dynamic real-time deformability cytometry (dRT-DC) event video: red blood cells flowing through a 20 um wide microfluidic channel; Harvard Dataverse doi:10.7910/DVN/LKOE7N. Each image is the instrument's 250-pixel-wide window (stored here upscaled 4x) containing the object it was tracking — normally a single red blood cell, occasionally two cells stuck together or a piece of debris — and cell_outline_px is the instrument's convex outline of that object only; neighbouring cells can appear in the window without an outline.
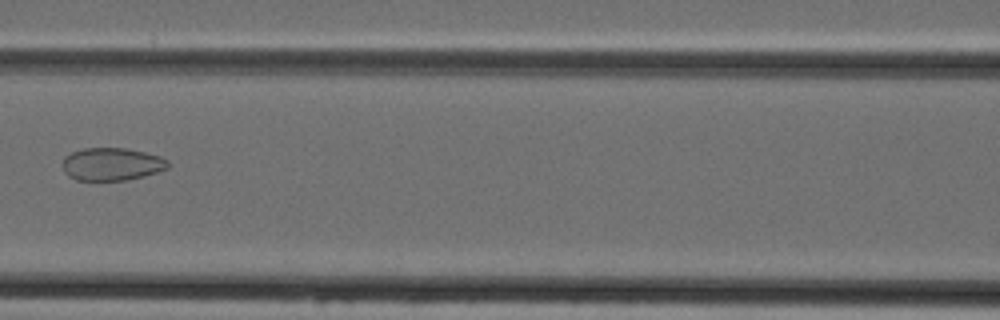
{"species": "Egyptian fruit bat (a non-hibernating species)", "species_latin": "Rousettus aegyptiacus", "temperature_condition": "cold", "stored_images_in_passage": 7, "camera_frame_rate_fps": 3000, "um_per_image_px": 0.085, "animal": {"sex": "female"}, "frame": {"image": 1, "passage_image": 7, "time_ms": 7.0, "image_size_px": [1000, 320], "cell_outline_px": [[168, 168], [156, 172], [128, 180], [76, 180], [68, 176], [64, 172], [64, 156], [72, 152], [84, 148], [124, 148], [144, 152], [160, 156], [168, 160]], "centroid_in_image_um": [9.49, 13.95], "position_along_channel_um": 157.1, "area_um2": 20.0}}